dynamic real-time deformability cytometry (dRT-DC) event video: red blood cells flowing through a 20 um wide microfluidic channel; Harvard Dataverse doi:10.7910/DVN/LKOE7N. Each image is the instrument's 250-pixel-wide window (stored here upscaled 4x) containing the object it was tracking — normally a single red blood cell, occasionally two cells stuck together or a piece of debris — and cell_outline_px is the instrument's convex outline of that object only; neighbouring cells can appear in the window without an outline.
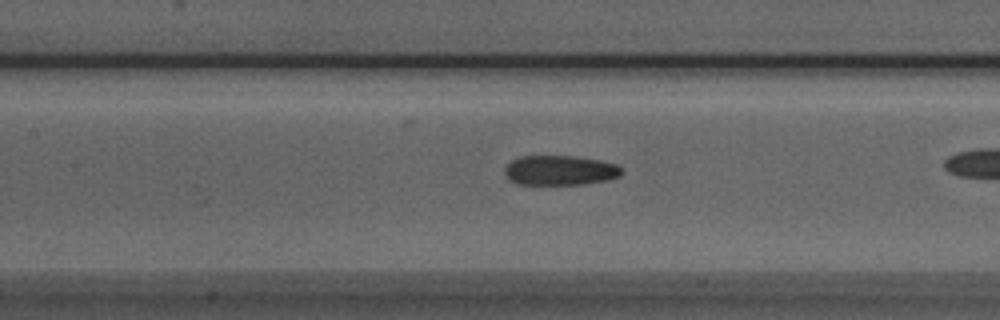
{"species": "Egyptian fruit bat (a non-hibernating species)", "species_latin": "Rousettus aegyptiacus", "temperature_condition": "room temperature", "stored_images_in_passage": 40, "camera_frame_rate_fps": 3000, "um_per_image_px": 0.085, "animal": {"sex": "male"}, "frame": {"image": 1, "passage_image": 23, "time_ms": 7.333, "image_size_px": [1000, 320], "cell_outline_px": [[624, 172], [620, 176], [608, 180], [584, 184], [516, 184], [508, 180], [504, 172], [504, 168], [512, 160], [520, 156], [572, 156], [600, 160], [616, 164]], "centroid_in_image_um": [47.59, 14.48], "position_along_channel_um": 159.8, "area_um2": 20.4}}
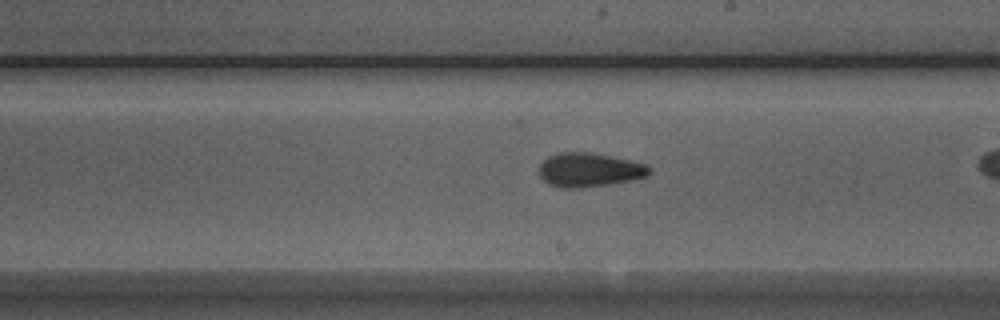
{"frame": {"image": 2, "passage_image": 29, "time_ms": 9.333, "image_size_px": [1000, 320], "cell_outline_px": [[652, 172], [648, 176], [632, 180], [608, 184], [580, 188], [560, 188], [548, 184], [540, 176], [540, 164], [548, 156], [560, 152], [592, 152], [612, 156], [648, 164], [652, 168]], "centroid_in_image_um": [50.13, 14.43], "position_along_channel_um": 238.9, "area_um2": 22.08}}